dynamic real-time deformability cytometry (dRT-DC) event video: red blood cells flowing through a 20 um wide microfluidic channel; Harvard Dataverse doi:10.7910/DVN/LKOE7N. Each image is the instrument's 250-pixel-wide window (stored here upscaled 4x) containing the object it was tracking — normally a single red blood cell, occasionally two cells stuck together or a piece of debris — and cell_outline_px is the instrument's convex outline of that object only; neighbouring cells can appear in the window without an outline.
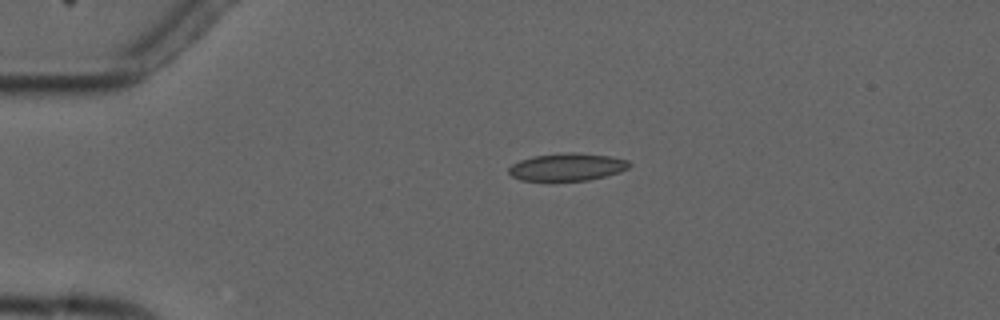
{"species": "common noctule bat (a hibernating species)", "species_latin": "Nyctalus noctula", "temperature_condition": "cold", "stored_images_in_passage": 3, "camera_frame_rate_fps": 3000, "um_per_image_px": 0.085, "animal": {"sex": "male", "forearm_length_mm": 52.5}, "frame": {"image": 1, "passage_image": 2, "time_ms": 1.0, "image_size_px": [1000, 320], "cell_outline_px": [[632, 164], [628, 168], [620, 172], [588, 180], [552, 184], [520, 180], [512, 176], [508, 172], [508, 168], [512, 164], [520, 160], [532, 156], [568, 152], [572, 152], [608, 156], [628, 160]], "centroid_in_image_um": [48.14, 14.25], "position_along_channel_um": 36.9, "area_um2": 20.17}}